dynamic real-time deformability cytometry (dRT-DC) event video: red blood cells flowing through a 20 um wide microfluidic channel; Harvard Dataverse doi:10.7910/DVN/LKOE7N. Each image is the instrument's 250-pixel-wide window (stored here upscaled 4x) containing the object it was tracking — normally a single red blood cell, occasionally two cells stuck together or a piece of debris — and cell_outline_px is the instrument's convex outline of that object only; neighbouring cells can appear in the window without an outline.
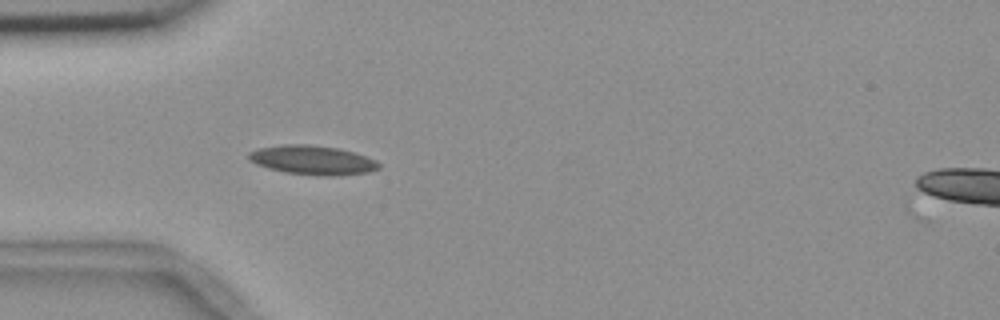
{"species": "common noctule bat (a hibernating species)", "species_latin": "Nyctalus noctula", "temperature_condition": "room temperature", "stored_images_in_passage": 13, "camera_frame_rate_fps": 3000, "um_per_image_px": 0.085, "animal": {"sex": "female", "body_mass_g": 18.4}, "frame": {"image": 1, "passage_image": 3, "time_ms": 0.667, "image_size_px": [1000, 320], "cell_outline_px": [[380, 168], [368, 172], [336, 176], [324, 176], [284, 172], [268, 168], [256, 164], [248, 160], [248, 152], [256, 148], [284, 144], [308, 144], [340, 148], [356, 152], [376, 160], [380, 164]], "centroid_in_image_um": [26.56, 13.6], "position_along_channel_um": 58.4, "area_um2": 22.43}}